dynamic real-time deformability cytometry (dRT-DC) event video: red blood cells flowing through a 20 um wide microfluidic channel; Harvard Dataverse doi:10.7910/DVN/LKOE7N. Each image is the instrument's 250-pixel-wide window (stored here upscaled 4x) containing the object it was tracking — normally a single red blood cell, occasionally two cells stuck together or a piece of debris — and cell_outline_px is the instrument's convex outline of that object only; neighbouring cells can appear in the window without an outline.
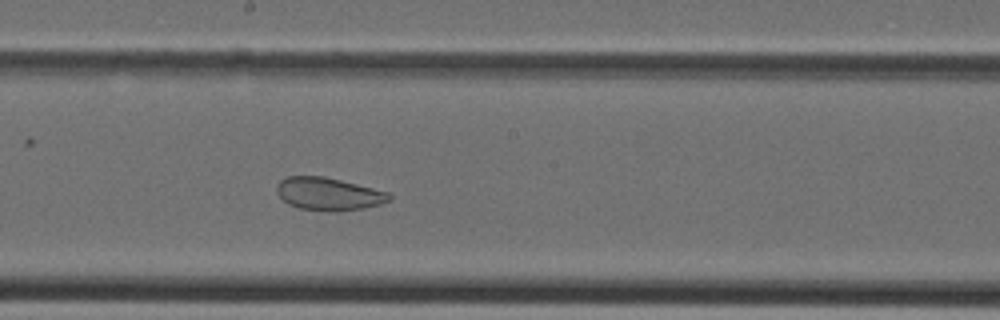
{"species": "Egyptian fruit bat (a non-hibernating species)", "species_latin": "Rousettus aegyptiacus", "temperature_condition": "cold", "stored_images_in_passage": 31, "camera_frame_rate_fps": 3000, "um_per_image_px": 0.085, "animal": {"sex": "female"}, "frame": {"image": 1, "passage_image": 14, "time_ms": 4.333, "image_size_px": [1000, 320], "cell_outline_px": [[392, 200], [380, 204], [364, 208], [336, 212], [328, 212], [300, 208], [288, 204], [276, 192], [276, 188], [280, 180], [288, 176], [324, 176], [388, 192], [392, 196]], "centroid_in_image_um": [27.93, 16.49], "position_along_channel_um": 220.3, "area_um2": 21.5}}
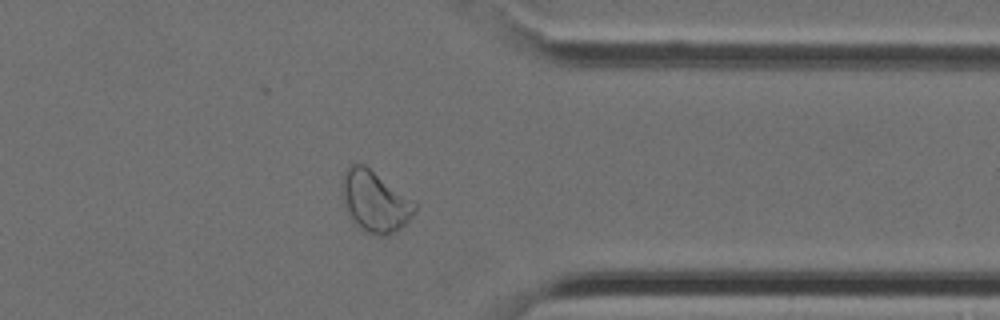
{"frame": {"image": 2, "passage_image": 24, "time_ms": 7.667, "image_size_px": [1000, 320], "cell_outline_px": [[416, 208], [408, 220], [400, 228], [388, 236], [380, 236], [368, 232], [360, 228], [348, 216], [344, 200], [344, 172], [348, 164], [364, 164], [416, 204]], "centroid_in_image_um": [31.85, 17.14], "position_along_channel_um": 379.6, "area_um2": 24.97}}
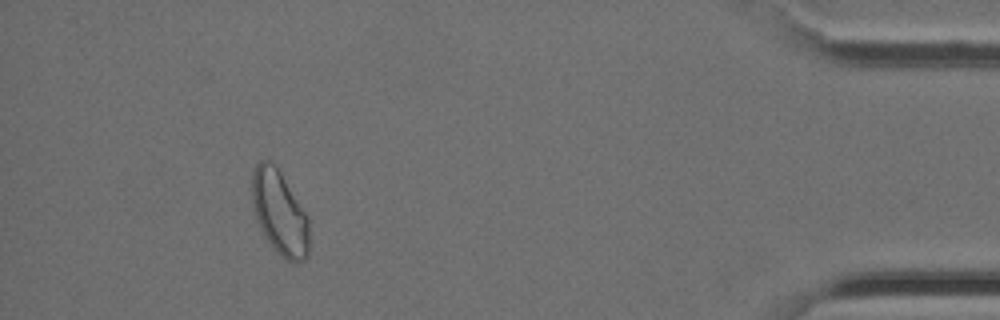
{"frame": {"image": 3, "passage_image": 29, "time_ms": 9.333, "image_size_px": [1000, 320], "cell_outline_px": [[308, 256], [304, 260], [296, 264], [292, 264], [280, 256], [272, 248], [264, 236], [256, 220], [252, 204], [252, 172], [256, 164], [260, 160], [268, 160], [280, 172], [308, 216]], "centroid_in_image_um": [23.75, 18.14], "position_along_channel_um": 411.4, "area_um2": 28.21}}